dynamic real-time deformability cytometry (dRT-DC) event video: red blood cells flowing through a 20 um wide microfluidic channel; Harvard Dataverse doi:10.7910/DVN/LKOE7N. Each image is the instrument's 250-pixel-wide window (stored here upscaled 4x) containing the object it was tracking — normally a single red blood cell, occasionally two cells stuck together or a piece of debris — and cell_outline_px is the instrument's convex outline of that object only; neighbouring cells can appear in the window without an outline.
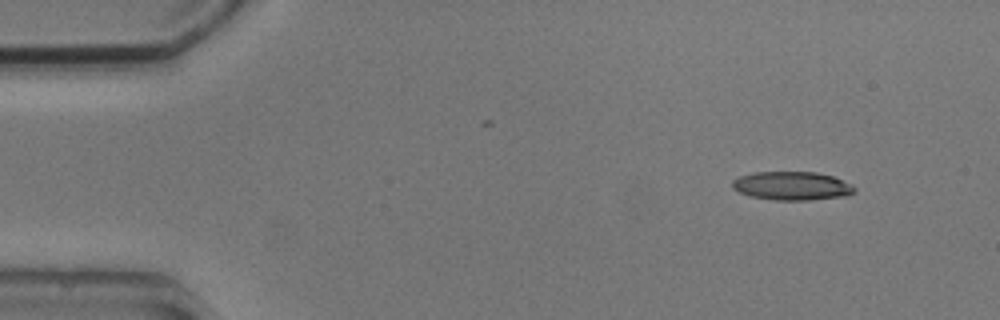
{"species": "common noctule bat (a hibernating species)", "species_latin": "Nyctalus noctula", "temperature_condition": "cold", "stored_images_in_passage": 3, "camera_frame_rate_fps": 3000, "um_per_image_px": 0.085, "animal": {"sex": "male", "body_mass_g": 20.5, "forearm_length_mm": 52.5}, "frame": {"image": 1, "passage_image": 1, "time_ms": 0.0, "image_size_px": [1000, 320], "cell_outline_px": [[856, 192], [848, 196], [812, 200], [776, 200], [752, 196], [740, 192], [732, 188], [732, 180], [740, 176], [752, 172], [816, 172], [832, 176], [852, 184], [856, 188]], "centroid_in_image_um": [67.36, 15.8], "position_along_channel_um": 17.6, "area_um2": 20.46}}